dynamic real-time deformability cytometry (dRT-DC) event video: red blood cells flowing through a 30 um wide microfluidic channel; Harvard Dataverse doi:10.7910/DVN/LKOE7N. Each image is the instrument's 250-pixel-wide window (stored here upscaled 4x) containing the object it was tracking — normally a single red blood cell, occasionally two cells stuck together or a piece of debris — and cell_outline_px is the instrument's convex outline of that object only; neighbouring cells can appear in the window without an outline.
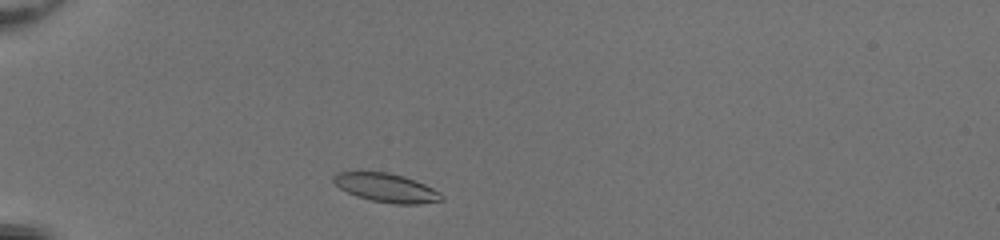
{"species": "common noctule bat (a hibernating species)", "species_latin": "Nyctalus noctula", "temperature_condition": "room temperature", "stored_images_in_passage": 38, "camera_frame_rate_fps": 3000, "um_per_image_px": 0.085, "animal": {"sex": "female", "body_mass_g": 20.0, "forearm_length_mm": 54.0}, "frame": {"image": 1, "passage_image": 3, "time_ms": 0.667, "image_size_px": [1000, 240], "cell_outline_px": [[444, 200], [420, 204], [396, 204], [372, 200], [356, 196], [340, 188], [332, 180], [332, 176], [336, 172], [388, 172], [404, 176], [416, 180], [440, 192], [444, 196]], "centroid_in_image_um": [32.86, 15.96], "position_along_channel_um": 52.1, "area_um2": 18.09}}
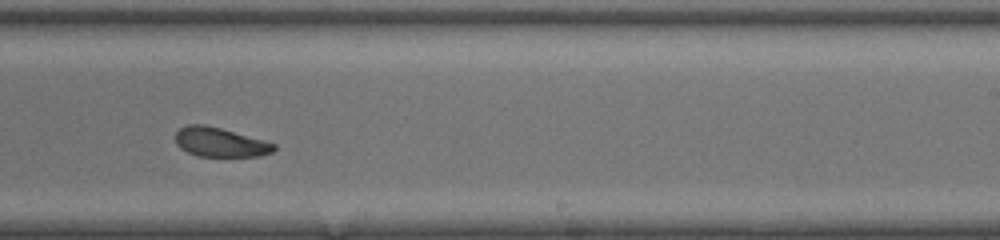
{"frame": {"image": 2, "passage_image": 21, "time_ms": 6.667, "image_size_px": [1000, 240], "cell_outline_px": [[276, 148], [272, 152], [260, 156], [196, 156], [180, 148], [176, 144], [176, 132], [180, 128], [188, 124], [204, 124], [220, 128], [264, 140], [276, 144]], "centroid_in_image_um": [18.7, 12.09], "position_along_channel_um": 270.3, "area_um2": 16.76}}
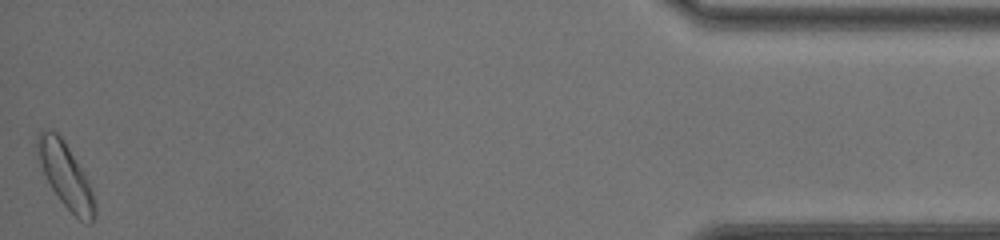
{"frame": {"image": 3, "passage_image": 38, "time_ms": 12.333, "image_size_px": [1000, 240], "cell_outline_px": [[96, 212], [92, 224], [88, 224], [80, 220], [60, 200], [52, 188], [36, 156], [32, 144], [36, 136], [40, 132], [56, 132], [64, 140], [88, 180], [96, 204]], "centroid_in_image_um": [5.55, 14.91], "position_along_channel_um": 429.6, "area_um2": 21.5}, "authors_computed_cell_mechanics": {"area_um2": 18.1203, "velocity_mm_per_s": 4.1307, "shape_relaxation_time_tau1_ms": 2.8876, "shape_relaxation_time_tau2_ms": 3.3628, "deformation_change_tau1": 0.1143, "deformation_change_tau2": 0.0756}}